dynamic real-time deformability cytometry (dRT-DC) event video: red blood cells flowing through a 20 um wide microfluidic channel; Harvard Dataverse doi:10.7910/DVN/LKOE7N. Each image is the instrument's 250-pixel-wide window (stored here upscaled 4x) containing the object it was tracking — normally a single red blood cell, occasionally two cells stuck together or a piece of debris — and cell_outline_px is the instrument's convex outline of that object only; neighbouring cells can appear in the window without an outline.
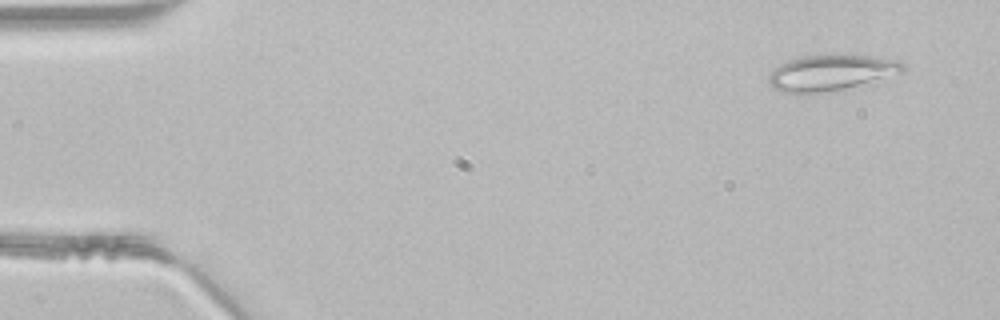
{"species": "common noctule bat (a hibernating species)", "species_latin": "Nyctalus noctula", "temperature_condition": "room temperature", "stored_images_in_passage": 45, "camera_frame_rate_fps": 3000, "um_per_image_px": 0.085, "animal": {"sex": "male", "body_mass_g": 21.5, "forearm_length_mm": 52.0}, "frame": {"image": 1, "passage_image": 1, "time_ms": 0.0, "image_size_px": [1000, 320], "cell_outline_px": [[904, 68], [900, 72], [856, 84], [840, 88], [820, 92], [784, 92], [772, 88], [768, 84], [768, 76], [780, 64], [788, 60], [804, 56], [872, 56], [896, 60], [904, 64]], "centroid_in_image_um": [70.53, 6.16], "position_along_channel_um": 14.5, "area_um2": 26.47}}
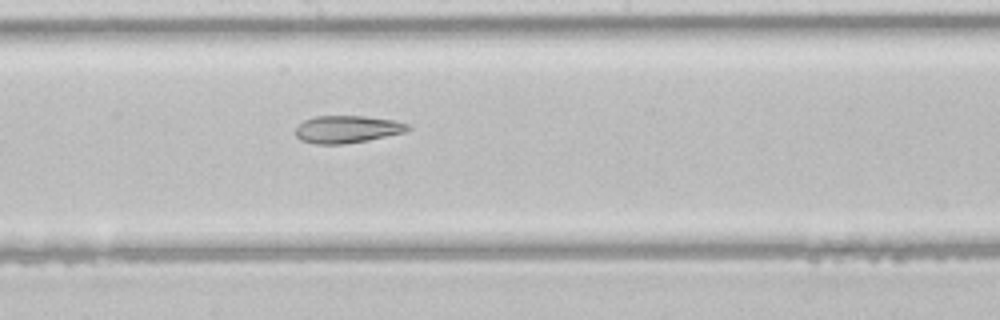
{"frame": {"image": 2, "passage_image": 23, "time_ms": 7.333, "image_size_px": [1000, 320], "cell_outline_px": [[412, 128], [408, 132], [368, 140], [340, 144], [316, 144], [300, 140], [296, 136], [296, 128], [304, 120], [312, 116], [364, 116], [396, 120], [408, 124]], "centroid_in_image_um": [29.55, 10.98], "position_along_channel_um": 218.7, "area_um2": 18.09}}
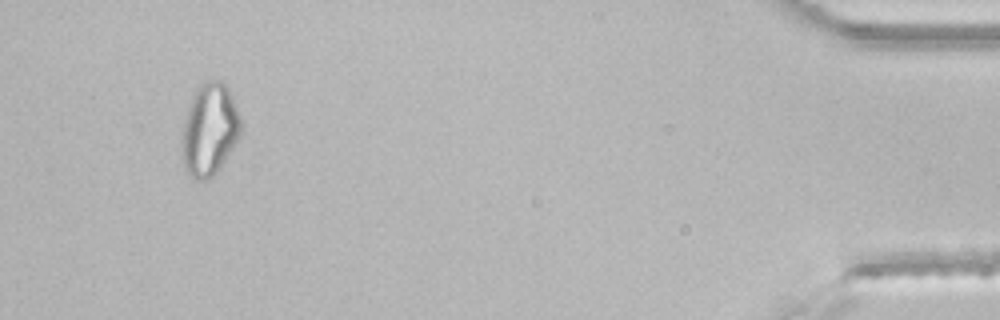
{"frame": {"image": 3, "passage_image": 42, "time_ms": 13.667, "image_size_px": [1000, 320], "cell_outline_px": [[240, 140], [216, 172], [208, 180], [196, 180], [184, 168], [180, 156], [180, 152], [184, 120], [192, 96], [196, 88], [204, 80], [220, 80], [228, 88], [232, 96], [240, 116]], "centroid_in_image_um": [17.8, 11.03], "position_along_channel_um": 417.4, "area_um2": 32.02}}